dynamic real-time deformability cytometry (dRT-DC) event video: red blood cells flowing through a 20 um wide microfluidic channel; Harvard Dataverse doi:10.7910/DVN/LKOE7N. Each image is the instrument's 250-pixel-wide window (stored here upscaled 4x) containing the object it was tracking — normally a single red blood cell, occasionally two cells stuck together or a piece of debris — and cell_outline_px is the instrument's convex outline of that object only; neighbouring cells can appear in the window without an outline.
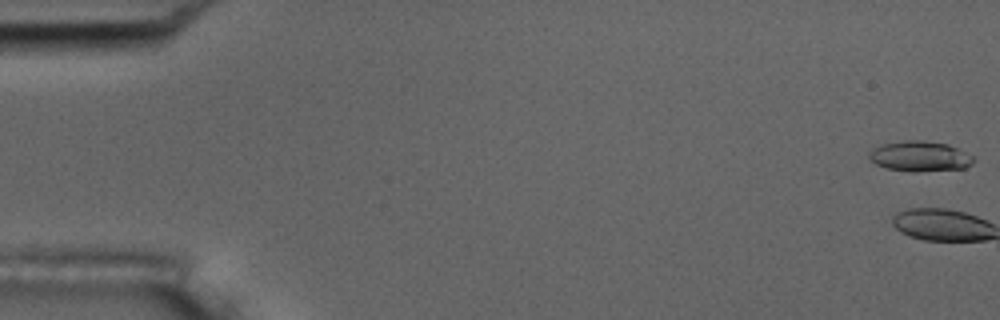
{"species": "common noctule bat (a hibernating species)", "species_latin": "Nyctalus noctula", "temperature_condition": "room temperature", "stored_images_in_passage": 2, "camera_frame_rate_fps": 3000, "um_per_image_px": 0.085, "animal": {"sex": "male", "body_mass_g": 17.5, "forearm_length_mm": 52.3}, "frame": {"image": 1, "passage_image": 1, "time_ms": 0.0, "image_size_px": [1000, 320], "cell_outline_px": [[976, 160], [972, 164], [964, 168], [916, 172], [912, 172], [888, 168], [876, 164], [868, 156], [868, 152], [872, 148], [880, 144], [904, 140], [924, 140], [948, 144], [976, 156]], "centroid_in_image_um": [78.22, 13.27], "position_along_channel_um": 6.8, "area_um2": 18.73}}